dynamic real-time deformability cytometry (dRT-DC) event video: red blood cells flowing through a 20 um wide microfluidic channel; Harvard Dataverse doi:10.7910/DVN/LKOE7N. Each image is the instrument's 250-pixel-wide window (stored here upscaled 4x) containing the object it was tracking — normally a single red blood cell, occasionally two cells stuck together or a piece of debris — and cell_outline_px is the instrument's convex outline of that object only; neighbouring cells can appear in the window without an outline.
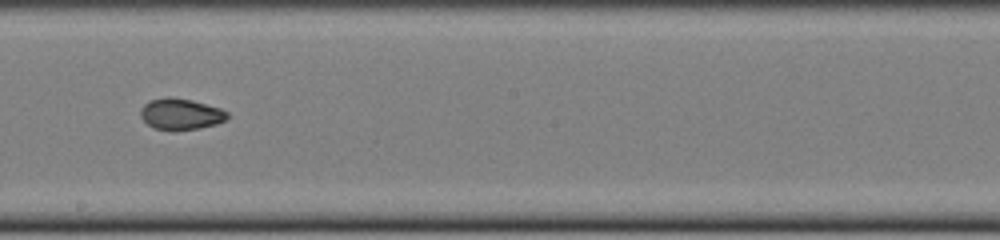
{"species": "common noctule bat (a hibernating species)", "species_latin": "Nyctalus noctula", "temperature_condition": "cold", "stored_images_in_passage": 34, "camera_frame_rate_fps": 3000, "um_per_image_px": 0.085, "animal": {"sex": "female", "body_mass_g": 22.0, "forearm_length_mm": 56.7}, "frame": {"image": 1, "passage_image": 29, "time_ms": 9.333, "image_size_px": [1000, 240], "cell_outline_px": [[228, 116], [224, 120], [216, 124], [200, 128], [152, 128], [140, 116], [140, 108], [148, 100], [168, 96], [172, 96], [192, 100], [220, 108], [228, 112]], "centroid_in_image_um": [15.34, 9.64], "position_along_channel_um": 232.9, "area_um2": 15.49}}